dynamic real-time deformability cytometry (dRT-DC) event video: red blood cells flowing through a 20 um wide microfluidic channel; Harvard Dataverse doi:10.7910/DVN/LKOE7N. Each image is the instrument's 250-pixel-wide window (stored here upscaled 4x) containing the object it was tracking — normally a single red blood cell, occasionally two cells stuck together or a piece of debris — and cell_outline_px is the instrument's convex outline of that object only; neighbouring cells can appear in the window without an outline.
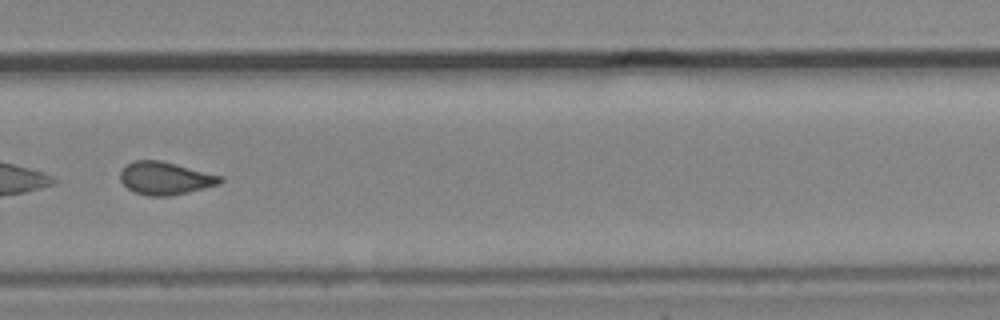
{"species": "common noctule bat (a hibernating species)", "species_latin": "Nyctalus noctula", "temperature_condition": "cold", "stored_images_in_passage": 32, "camera_frame_rate_fps": 3000, "um_per_image_px": 0.085, "animal": {"sex": "male", "body_mass_g": 19.2, "forearm_length_mm": 51.8}, "frame": {"image": 1, "passage_image": 24, "time_ms": 7.667, "image_size_px": [1000, 320], "cell_outline_px": [[224, 180], [220, 184], [188, 192], [168, 196], [148, 196], [136, 192], [128, 188], [120, 180], [120, 172], [128, 164], [136, 160], [160, 160], [224, 176]], "centroid_in_image_um": [14.08, 15.15], "position_along_channel_um": 315.7, "area_um2": 19.02}}